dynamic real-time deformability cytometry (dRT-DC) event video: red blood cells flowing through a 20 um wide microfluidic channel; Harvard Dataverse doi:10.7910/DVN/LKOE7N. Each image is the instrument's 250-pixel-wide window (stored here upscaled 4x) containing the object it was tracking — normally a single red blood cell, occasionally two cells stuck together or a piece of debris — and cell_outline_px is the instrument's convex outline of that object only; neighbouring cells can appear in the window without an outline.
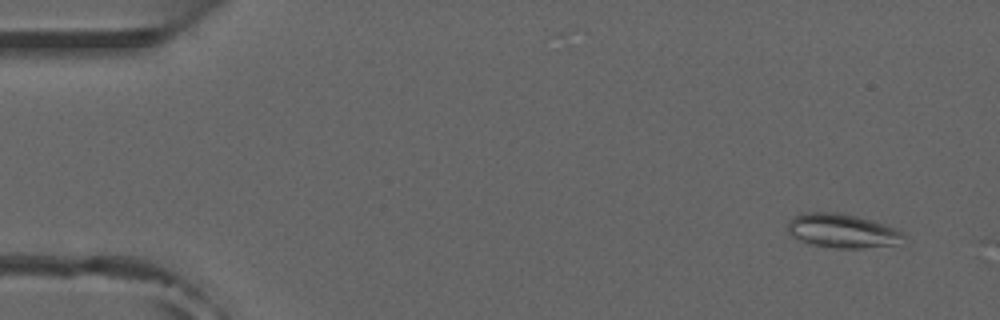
{"species": "common noctule bat (a hibernating species)", "species_latin": "Nyctalus noctula", "temperature_condition": "room temperature", "stored_images_in_passage": 6, "camera_frame_rate_fps": 3000, "um_per_image_px": 0.085, "animal": {"sex": "male", "forearm_length_mm": 52.5}, "frame": {"image": 1, "passage_image": 4, "time_ms": 1.0, "image_size_px": [1000, 320], "cell_outline_px": [[908, 236], [892, 244], [860, 248], [836, 248], [812, 244], [800, 240], [792, 236], [788, 232], [788, 220], [792, 216], [800, 212], [836, 212], [856, 216], [872, 220], [900, 228]], "centroid_in_image_um": [71.58, 19.59], "position_along_channel_um": 13.4, "area_um2": 23.12}}